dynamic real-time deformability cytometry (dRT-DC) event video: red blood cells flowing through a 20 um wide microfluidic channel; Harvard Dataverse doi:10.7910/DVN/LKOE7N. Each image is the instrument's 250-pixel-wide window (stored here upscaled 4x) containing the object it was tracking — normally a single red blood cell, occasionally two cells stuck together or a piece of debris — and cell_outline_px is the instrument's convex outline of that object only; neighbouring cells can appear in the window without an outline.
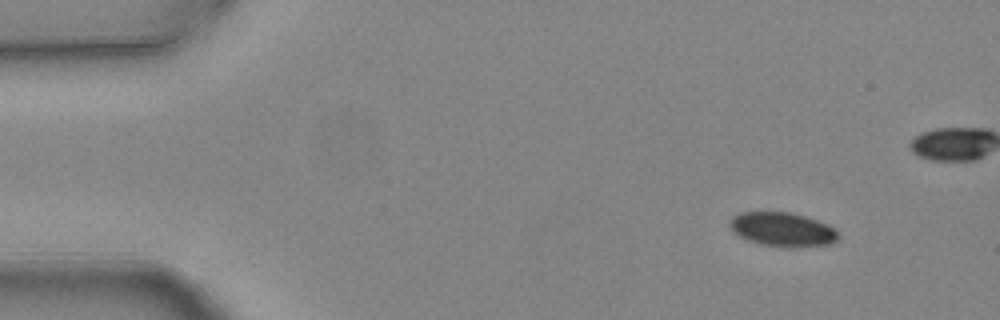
{"species": "common noctule bat (a hibernating species)", "species_latin": "Nyctalus noctula", "temperature_condition": "warm", "stored_images_in_passage": 4, "camera_frame_rate_fps": 3000, "um_per_image_px": 0.085, "animal": {"sex": "female", "body_mass_g": 24.6, "forearm_length_mm": 56.2}, "frame": {"image": 1, "passage_image": 1, "time_ms": 0.0, "image_size_px": [1000, 320], "cell_outline_px": [[840, 236], [832, 244], [792, 248], [788, 248], [760, 244], [748, 240], [732, 232], [728, 224], [728, 220], [732, 216], [740, 212], [792, 212], [828, 224], [836, 228], [840, 232]], "centroid_in_image_um": [66.52, 19.51], "position_along_channel_um": 18.5, "area_um2": 22.02}}